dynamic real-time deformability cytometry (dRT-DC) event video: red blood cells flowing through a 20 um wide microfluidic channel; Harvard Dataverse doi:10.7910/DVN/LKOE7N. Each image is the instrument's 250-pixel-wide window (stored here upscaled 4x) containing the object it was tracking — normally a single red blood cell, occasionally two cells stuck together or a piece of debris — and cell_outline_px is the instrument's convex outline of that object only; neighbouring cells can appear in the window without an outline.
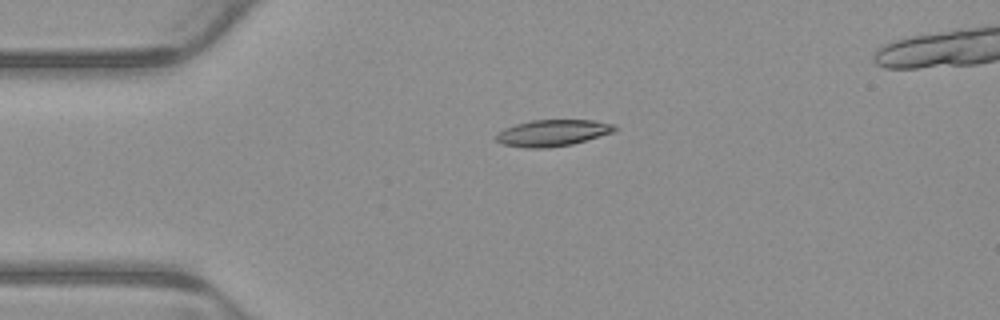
{"species": "common noctule bat (a hibernating species)", "species_latin": "Nyctalus noctula", "temperature_condition": "warm", "stored_images_in_passage": 5, "camera_frame_rate_fps": 3000, "um_per_image_px": 0.085, "animal": {"sex": "male", "body_mass_g": 23.1, "forearm_length_mm": 52.7}, "frame": {"image": 1, "passage_image": 3, "time_ms": 0.667, "image_size_px": [1000, 320], "cell_outline_px": [[616, 128], [612, 132], [572, 144], [548, 148], [524, 148], [504, 144], [496, 140], [496, 136], [504, 128], [516, 124], [532, 120], [592, 120], [612, 124]], "centroid_in_image_um": [46.93, 11.3], "position_along_channel_um": 38.1, "area_um2": 17.98}}
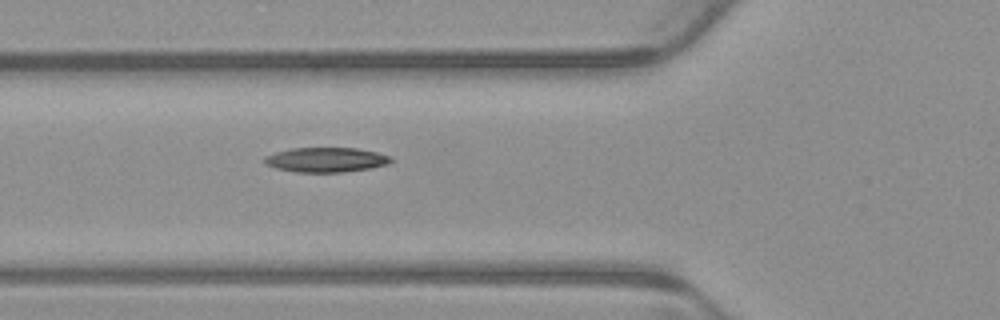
{"frame": {"image": 2, "passage_image": 5, "time_ms": 1.333, "image_size_px": [1000, 320], "cell_outline_px": [[392, 160], [388, 164], [368, 168], [344, 172], [296, 172], [276, 168], [264, 164], [264, 156], [276, 152], [292, 148], [356, 148], [376, 152], [388, 156]], "centroid_in_image_um": [27.66, 13.58], "position_along_channel_um": 98.1, "area_um2": 18.03}}